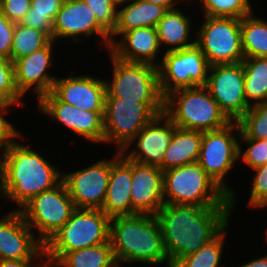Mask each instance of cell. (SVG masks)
<instances>
[{
  "instance_id": "obj_1",
  "label": "cell",
  "mask_w": 267,
  "mask_h": 267,
  "mask_svg": "<svg viewBox=\"0 0 267 267\" xmlns=\"http://www.w3.org/2000/svg\"><path fill=\"white\" fill-rule=\"evenodd\" d=\"M170 267L213 240L231 218V207L164 204L155 215Z\"/></svg>"
},
{
  "instance_id": "obj_2",
  "label": "cell",
  "mask_w": 267,
  "mask_h": 267,
  "mask_svg": "<svg viewBox=\"0 0 267 267\" xmlns=\"http://www.w3.org/2000/svg\"><path fill=\"white\" fill-rule=\"evenodd\" d=\"M49 162L28 145L16 140L9 143L1 195L16 202L19 205L16 210H20L36 195L57 186L63 180V173Z\"/></svg>"
},
{
  "instance_id": "obj_3",
  "label": "cell",
  "mask_w": 267,
  "mask_h": 267,
  "mask_svg": "<svg viewBox=\"0 0 267 267\" xmlns=\"http://www.w3.org/2000/svg\"><path fill=\"white\" fill-rule=\"evenodd\" d=\"M110 242L115 260L121 263H170L164 248L162 231L155 215L116 216L110 221Z\"/></svg>"
},
{
  "instance_id": "obj_4",
  "label": "cell",
  "mask_w": 267,
  "mask_h": 267,
  "mask_svg": "<svg viewBox=\"0 0 267 267\" xmlns=\"http://www.w3.org/2000/svg\"><path fill=\"white\" fill-rule=\"evenodd\" d=\"M163 195L165 204L231 207L230 196L197 162L164 171Z\"/></svg>"
},
{
  "instance_id": "obj_5",
  "label": "cell",
  "mask_w": 267,
  "mask_h": 267,
  "mask_svg": "<svg viewBox=\"0 0 267 267\" xmlns=\"http://www.w3.org/2000/svg\"><path fill=\"white\" fill-rule=\"evenodd\" d=\"M164 114L178 128L202 132L216 131L231 123L205 86L181 88L167 94Z\"/></svg>"
},
{
  "instance_id": "obj_6",
  "label": "cell",
  "mask_w": 267,
  "mask_h": 267,
  "mask_svg": "<svg viewBox=\"0 0 267 267\" xmlns=\"http://www.w3.org/2000/svg\"><path fill=\"white\" fill-rule=\"evenodd\" d=\"M110 221L101 209L76 208L44 245L49 264L54 265L67 252L110 241Z\"/></svg>"
},
{
  "instance_id": "obj_7",
  "label": "cell",
  "mask_w": 267,
  "mask_h": 267,
  "mask_svg": "<svg viewBox=\"0 0 267 267\" xmlns=\"http://www.w3.org/2000/svg\"><path fill=\"white\" fill-rule=\"evenodd\" d=\"M113 63L112 83L106 80V98H121L147 105L157 116L164 113L158 68L145 63L119 60L109 52Z\"/></svg>"
},
{
  "instance_id": "obj_8",
  "label": "cell",
  "mask_w": 267,
  "mask_h": 267,
  "mask_svg": "<svg viewBox=\"0 0 267 267\" xmlns=\"http://www.w3.org/2000/svg\"><path fill=\"white\" fill-rule=\"evenodd\" d=\"M236 129V130H235ZM238 122H231L216 131H204L197 163L230 196L231 214L235 205L234 191L228 188L224 178L239 159Z\"/></svg>"
},
{
  "instance_id": "obj_9",
  "label": "cell",
  "mask_w": 267,
  "mask_h": 267,
  "mask_svg": "<svg viewBox=\"0 0 267 267\" xmlns=\"http://www.w3.org/2000/svg\"><path fill=\"white\" fill-rule=\"evenodd\" d=\"M203 25L196 30V45L210 66L242 63L241 19L204 16Z\"/></svg>"
},
{
  "instance_id": "obj_10",
  "label": "cell",
  "mask_w": 267,
  "mask_h": 267,
  "mask_svg": "<svg viewBox=\"0 0 267 267\" xmlns=\"http://www.w3.org/2000/svg\"><path fill=\"white\" fill-rule=\"evenodd\" d=\"M76 209L63 180L27 202L19 211L26 223L38 231L37 239L45 245L70 219Z\"/></svg>"
},
{
  "instance_id": "obj_11",
  "label": "cell",
  "mask_w": 267,
  "mask_h": 267,
  "mask_svg": "<svg viewBox=\"0 0 267 267\" xmlns=\"http://www.w3.org/2000/svg\"><path fill=\"white\" fill-rule=\"evenodd\" d=\"M163 54L157 67L163 97L177 89L206 85L210 65L196 44Z\"/></svg>"
},
{
  "instance_id": "obj_12",
  "label": "cell",
  "mask_w": 267,
  "mask_h": 267,
  "mask_svg": "<svg viewBox=\"0 0 267 267\" xmlns=\"http://www.w3.org/2000/svg\"><path fill=\"white\" fill-rule=\"evenodd\" d=\"M157 115L144 103L106 98L104 111V143H115L122 151Z\"/></svg>"
},
{
  "instance_id": "obj_13",
  "label": "cell",
  "mask_w": 267,
  "mask_h": 267,
  "mask_svg": "<svg viewBox=\"0 0 267 267\" xmlns=\"http://www.w3.org/2000/svg\"><path fill=\"white\" fill-rule=\"evenodd\" d=\"M205 87L231 122H237L250 108L244 93L242 63L218 64L209 68Z\"/></svg>"
},
{
  "instance_id": "obj_14",
  "label": "cell",
  "mask_w": 267,
  "mask_h": 267,
  "mask_svg": "<svg viewBox=\"0 0 267 267\" xmlns=\"http://www.w3.org/2000/svg\"><path fill=\"white\" fill-rule=\"evenodd\" d=\"M111 160L102 159L86 168L63 173L69 196L76 208L101 209L107 194Z\"/></svg>"
},
{
  "instance_id": "obj_15",
  "label": "cell",
  "mask_w": 267,
  "mask_h": 267,
  "mask_svg": "<svg viewBox=\"0 0 267 267\" xmlns=\"http://www.w3.org/2000/svg\"><path fill=\"white\" fill-rule=\"evenodd\" d=\"M32 230L19 210L0 218V260H47L44 245Z\"/></svg>"
},
{
  "instance_id": "obj_16",
  "label": "cell",
  "mask_w": 267,
  "mask_h": 267,
  "mask_svg": "<svg viewBox=\"0 0 267 267\" xmlns=\"http://www.w3.org/2000/svg\"><path fill=\"white\" fill-rule=\"evenodd\" d=\"M39 109L91 142L104 143V112H91L62 102L52 91L39 100Z\"/></svg>"
},
{
  "instance_id": "obj_17",
  "label": "cell",
  "mask_w": 267,
  "mask_h": 267,
  "mask_svg": "<svg viewBox=\"0 0 267 267\" xmlns=\"http://www.w3.org/2000/svg\"><path fill=\"white\" fill-rule=\"evenodd\" d=\"M98 34L109 51L110 34L98 23L95 14L82 0H65L53 22V41L69 38L79 42L80 35Z\"/></svg>"
},
{
  "instance_id": "obj_18",
  "label": "cell",
  "mask_w": 267,
  "mask_h": 267,
  "mask_svg": "<svg viewBox=\"0 0 267 267\" xmlns=\"http://www.w3.org/2000/svg\"><path fill=\"white\" fill-rule=\"evenodd\" d=\"M175 128V124L164 113L160 114L145 125L121 152H127L126 157L135 162L160 167ZM135 140L136 148L129 153L127 149Z\"/></svg>"
},
{
  "instance_id": "obj_19",
  "label": "cell",
  "mask_w": 267,
  "mask_h": 267,
  "mask_svg": "<svg viewBox=\"0 0 267 267\" xmlns=\"http://www.w3.org/2000/svg\"><path fill=\"white\" fill-rule=\"evenodd\" d=\"M54 43L51 40L44 48L13 62L16 88L22 96L32 87L38 100L52 91L57 78L48 73V68L53 65Z\"/></svg>"
},
{
  "instance_id": "obj_20",
  "label": "cell",
  "mask_w": 267,
  "mask_h": 267,
  "mask_svg": "<svg viewBox=\"0 0 267 267\" xmlns=\"http://www.w3.org/2000/svg\"><path fill=\"white\" fill-rule=\"evenodd\" d=\"M132 215H156L165 204L163 195V171L148 164L132 160L130 188Z\"/></svg>"
},
{
  "instance_id": "obj_21",
  "label": "cell",
  "mask_w": 267,
  "mask_h": 267,
  "mask_svg": "<svg viewBox=\"0 0 267 267\" xmlns=\"http://www.w3.org/2000/svg\"><path fill=\"white\" fill-rule=\"evenodd\" d=\"M52 92L62 101L91 112H104L106 81L87 75L56 79Z\"/></svg>"
},
{
  "instance_id": "obj_22",
  "label": "cell",
  "mask_w": 267,
  "mask_h": 267,
  "mask_svg": "<svg viewBox=\"0 0 267 267\" xmlns=\"http://www.w3.org/2000/svg\"><path fill=\"white\" fill-rule=\"evenodd\" d=\"M115 152L116 155L111 160L107 194L101 210L110 218L132 216V160L126 157L127 153Z\"/></svg>"
},
{
  "instance_id": "obj_23",
  "label": "cell",
  "mask_w": 267,
  "mask_h": 267,
  "mask_svg": "<svg viewBox=\"0 0 267 267\" xmlns=\"http://www.w3.org/2000/svg\"><path fill=\"white\" fill-rule=\"evenodd\" d=\"M121 41H114L109 52L119 60L131 63H145L158 67L157 53L160 43L155 27H141L123 32ZM158 63V64H156Z\"/></svg>"
},
{
  "instance_id": "obj_24",
  "label": "cell",
  "mask_w": 267,
  "mask_h": 267,
  "mask_svg": "<svg viewBox=\"0 0 267 267\" xmlns=\"http://www.w3.org/2000/svg\"><path fill=\"white\" fill-rule=\"evenodd\" d=\"M118 7L117 23L114 31L110 34V45L115 41L114 36H119L125 31L141 27L156 28L158 22L168 11L163 6L155 5L145 0H130L122 2L118 4Z\"/></svg>"
},
{
  "instance_id": "obj_25",
  "label": "cell",
  "mask_w": 267,
  "mask_h": 267,
  "mask_svg": "<svg viewBox=\"0 0 267 267\" xmlns=\"http://www.w3.org/2000/svg\"><path fill=\"white\" fill-rule=\"evenodd\" d=\"M202 139V131L176 127L165 151L163 163L159 168L164 172L171 168L196 163Z\"/></svg>"
},
{
  "instance_id": "obj_26",
  "label": "cell",
  "mask_w": 267,
  "mask_h": 267,
  "mask_svg": "<svg viewBox=\"0 0 267 267\" xmlns=\"http://www.w3.org/2000/svg\"><path fill=\"white\" fill-rule=\"evenodd\" d=\"M191 23L190 17L184 15L177 7L168 10L156 26L160 47L171 46L166 49V52H170L196 44V41H189Z\"/></svg>"
},
{
  "instance_id": "obj_27",
  "label": "cell",
  "mask_w": 267,
  "mask_h": 267,
  "mask_svg": "<svg viewBox=\"0 0 267 267\" xmlns=\"http://www.w3.org/2000/svg\"><path fill=\"white\" fill-rule=\"evenodd\" d=\"M55 267H119L111 242L65 253Z\"/></svg>"
},
{
  "instance_id": "obj_28",
  "label": "cell",
  "mask_w": 267,
  "mask_h": 267,
  "mask_svg": "<svg viewBox=\"0 0 267 267\" xmlns=\"http://www.w3.org/2000/svg\"><path fill=\"white\" fill-rule=\"evenodd\" d=\"M242 65L244 93L248 105L251 107L267 102V57L244 58Z\"/></svg>"
},
{
  "instance_id": "obj_29",
  "label": "cell",
  "mask_w": 267,
  "mask_h": 267,
  "mask_svg": "<svg viewBox=\"0 0 267 267\" xmlns=\"http://www.w3.org/2000/svg\"><path fill=\"white\" fill-rule=\"evenodd\" d=\"M242 50L245 58L267 57V21L253 13L241 19Z\"/></svg>"
},
{
  "instance_id": "obj_30",
  "label": "cell",
  "mask_w": 267,
  "mask_h": 267,
  "mask_svg": "<svg viewBox=\"0 0 267 267\" xmlns=\"http://www.w3.org/2000/svg\"><path fill=\"white\" fill-rule=\"evenodd\" d=\"M65 0H31V7L21 24L44 32L53 40V22Z\"/></svg>"
},
{
  "instance_id": "obj_31",
  "label": "cell",
  "mask_w": 267,
  "mask_h": 267,
  "mask_svg": "<svg viewBox=\"0 0 267 267\" xmlns=\"http://www.w3.org/2000/svg\"><path fill=\"white\" fill-rule=\"evenodd\" d=\"M50 41L51 39L44 32L26 27L21 23L15 24L11 61L14 62L44 48Z\"/></svg>"
},
{
  "instance_id": "obj_32",
  "label": "cell",
  "mask_w": 267,
  "mask_h": 267,
  "mask_svg": "<svg viewBox=\"0 0 267 267\" xmlns=\"http://www.w3.org/2000/svg\"><path fill=\"white\" fill-rule=\"evenodd\" d=\"M228 225L209 243L180 259L173 267H218Z\"/></svg>"
},
{
  "instance_id": "obj_33",
  "label": "cell",
  "mask_w": 267,
  "mask_h": 267,
  "mask_svg": "<svg viewBox=\"0 0 267 267\" xmlns=\"http://www.w3.org/2000/svg\"><path fill=\"white\" fill-rule=\"evenodd\" d=\"M237 122L240 127L237 137L267 139V102L251 106Z\"/></svg>"
},
{
  "instance_id": "obj_34",
  "label": "cell",
  "mask_w": 267,
  "mask_h": 267,
  "mask_svg": "<svg viewBox=\"0 0 267 267\" xmlns=\"http://www.w3.org/2000/svg\"><path fill=\"white\" fill-rule=\"evenodd\" d=\"M204 16L242 19L253 13L249 0H200Z\"/></svg>"
},
{
  "instance_id": "obj_35",
  "label": "cell",
  "mask_w": 267,
  "mask_h": 267,
  "mask_svg": "<svg viewBox=\"0 0 267 267\" xmlns=\"http://www.w3.org/2000/svg\"><path fill=\"white\" fill-rule=\"evenodd\" d=\"M22 97L16 88L13 62L0 56V103L20 106Z\"/></svg>"
},
{
  "instance_id": "obj_36",
  "label": "cell",
  "mask_w": 267,
  "mask_h": 267,
  "mask_svg": "<svg viewBox=\"0 0 267 267\" xmlns=\"http://www.w3.org/2000/svg\"><path fill=\"white\" fill-rule=\"evenodd\" d=\"M95 14L98 23L111 34L117 23L118 3L115 0H82Z\"/></svg>"
},
{
  "instance_id": "obj_37",
  "label": "cell",
  "mask_w": 267,
  "mask_h": 267,
  "mask_svg": "<svg viewBox=\"0 0 267 267\" xmlns=\"http://www.w3.org/2000/svg\"><path fill=\"white\" fill-rule=\"evenodd\" d=\"M247 143V149L242 154L241 145L239 143V160L247 164L250 168L255 169L257 167L267 164V139H251L240 138ZM242 154V156H241Z\"/></svg>"
},
{
  "instance_id": "obj_38",
  "label": "cell",
  "mask_w": 267,
  "mask_h": 267,
  "mask_svg": "<svg viewBox=\"0 0 267 267\" xmlns=\"http://www.w3.org/2000/svg\"><path fill=\"white\" fill-rule=\"evenodd\" d=\"M255 176L252 178L249 205L252 208L267 207V164L253 169Z\"/></svg>"
},
{
  "instance_id": "obj_39",
  "label": "cell",
  "mask_w": 267,
  "mask_h": 267,
  "mask_svg": "<svg viewBox=\"0 0 267 267\" xmlns=\"http://www.w3.org/2000/svg\"><path fill=\"white\" fill-rule=\"evenodd\" d=\"M31 7V0H0V12L12 23H21Z\"/></svg>"
},
{
  "instance_id": "obj_40",
  "label": "cell",
  "mask_w": 267,
  "mask_h": 267,
  "mask_svg": "<svg viewBox=\"0 0 267 267\" xmlns=\"http://www.w3.org/2000/svg\"><path fill=\"white\" fill-rule=\"evenodd\" d=\"M14 26L15 24L0 12V56L8 58L10 60Z\"/></svg>"
},
{
  "instance_id": "obj_41",
  "label": "cell",
  "mask_w": 267,
  "mask_h": 267,
  "mask_svg": "<svg viewBox=\"0 0 267 267\" xmlns=\"http://www.w3.org/2000/svg\"><path fill=\"white\" fill-rule=\"evenodd\" d=\"M11 105L0 103V146L6 147L9 143L13 142L14 139L20 136L19 132L15 127L12 126L9 121L4 118V113H8V108Z\"/></svg>"
},
{
  "instance_id": "obj_42",
  "label": "cell",
  "mask_w": 267,
  "mask_h": 267,
  "mask_svg": "<svg viewBox=\"0 0 267 267\" xmlns=\"http://www.w3.org/2000/svg\"><path fill=\"white\" fill-rule=\"evenodd\" d=\"M34 260H0V267H46L49 262L47 260H44V264H36L32 263ZM33 265V266H32Z\"/></svg>"
},
{
  "instance_id": "obj_43",
  "label": "cell",
  "mask_w": 267,
  "mask_h": 267,
  "mask_svg": "<svg viewBox=\"0 0 267 267\" xmlns=\"http://www.w3.org/2000/svg\"><path fill=\"white\" fill-rule=\"evenodd\" d=\"M239 267H267V255L261 258H256Z\"/></svg>"
},
{
  "instance_id": "obj_44",
  "label": "cell",
  "mask_w": 267,
  "mask_h": 267,
  "mask_svg": "<svg viewBox=\"0 0 267 267\" xmlns=\"http://www.w3.org/2000/svg\"><path fill=\"white\" fill-rule=\"evenodd\" d=\"M155 5L163 6L167 10L175 9V5L178 2L177 0H145Z\"/></svg>"
},
{
  "instance_id": "obj_45",
  "label": "cell",
  "mask_w": 267,
  "mask_h": 267,
  "mask_svg": "<svg viewBox=\"0 0 267 267\" xmlns=\"http://www.w3.org/2000/svg\"><path fill=\"white\" fill-rule=\"evenodd\" d=\"M5 153L6 147L0 146V155L2 154V156H0V189L4 181Z\"/></svg>"
},
{
  "instance_id": "obj_46",
  "label": "cell",
  "mask_w": 267,
  "mask_h": 267,
  "mask_svg": "<svg viewBox=\"0 0 267 267\" xmlns=\"http://www.w3.org/2000/svg\"><path fill=\"white\" fill-rule=\"evenodd\" d=\"M115 1L119 4V3L130 1V0H115Z\"/></svg>"
},
{
  "instance_id": "obj_47",
  "label": "cell",
  "mask_w": 267,
  "mask_h": 267,
  "mask_svg": "<svg viewBox=\"0 0 267 267\" xmlns=\"http://www.w3.org/2000/svg\"><path fill=\"white\" fill-rule=\"evenodd\" d=\"M46 267H55L54 265H50V264H48Z\"/></svg>"
}]
</instances>
